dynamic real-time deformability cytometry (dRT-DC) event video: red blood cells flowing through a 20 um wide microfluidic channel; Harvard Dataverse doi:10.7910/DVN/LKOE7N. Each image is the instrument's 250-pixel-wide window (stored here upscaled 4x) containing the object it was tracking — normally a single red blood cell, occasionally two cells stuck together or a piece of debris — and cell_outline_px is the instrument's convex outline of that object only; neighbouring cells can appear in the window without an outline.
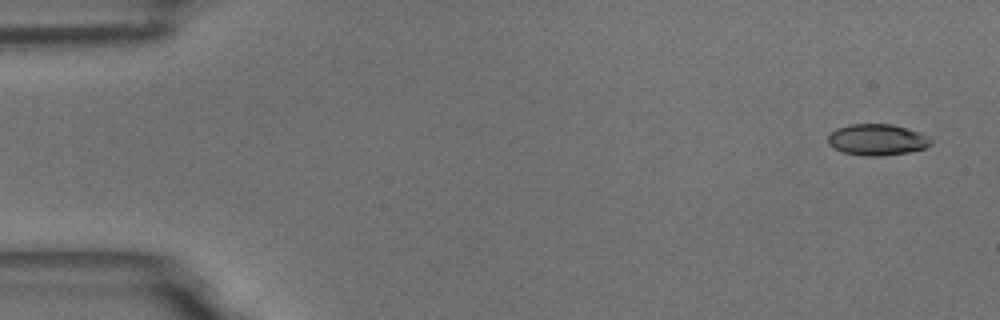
{"species": "common noctule bat (a hibernating species)", "species_latin": "Nyctalus noctula", "temperature_condition": "room temperature", "stored_images_in_passage": 4, "camera_frame_rate_fps": 3000, "um_per_image_px": 0.085, "animal": {"sex": "male", "body_mass_g": 18.8}, "frame": {"image": 1, "passage_image": 1, "time_ms": 0.0, "image_size_px": [1000, 320], "cell_outline_px": [[932, 144], [924, 148], [908, 152], [884, 156], [864, 156], [844, 152], [832, 148], [828, 144], [828, 136], [836, 128], [848, 124], [892, 124], [920, 132], [928, 136], [932, 140]], "centroid_in_image_um": [74.55, 11.87], "position_along_channel_um": 10.5, "area_um2": 18.9}}
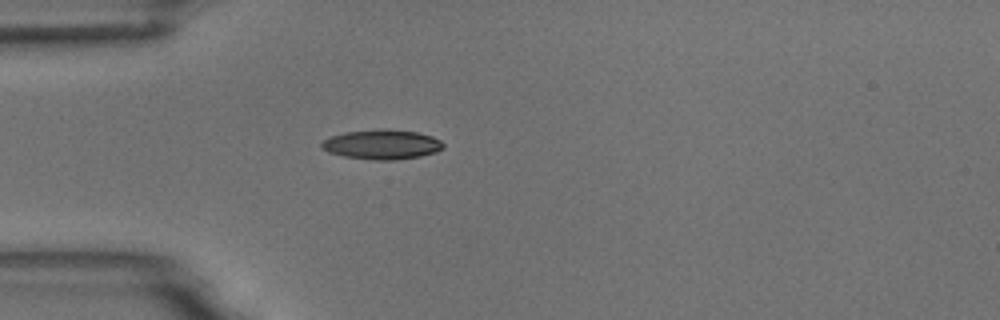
{"frame": {"image": 2, "passage_image": 4, "time_ms": 4.333, "image_size_px": [1000, 320], "cell_outline_px": [[444, 148], [436, 152], [420, 156], [396, 160], [372, 160], [344, 156], [328, 152], [320, 148], [320, 144], [324, 140], [332, 136], [344, 132], [376, 128], [388, 128], [416, 132], [432, 136], [440, 140], [444, 144]], "centroid_in_image_um": [32.46, 12.27], "position_along_channel_um": 52.5, "area_um2": 21.33}}